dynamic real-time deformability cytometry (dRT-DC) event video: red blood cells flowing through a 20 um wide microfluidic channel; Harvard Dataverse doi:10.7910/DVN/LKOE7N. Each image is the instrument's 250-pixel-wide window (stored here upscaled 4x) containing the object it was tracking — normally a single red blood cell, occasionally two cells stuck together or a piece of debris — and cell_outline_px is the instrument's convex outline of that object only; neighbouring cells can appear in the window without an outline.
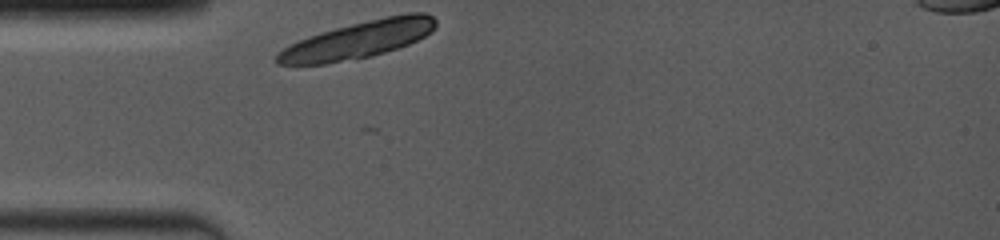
{"species": "common noctule bat (a hibernating species)", "species_latin": "Nyctalus noctula", "temperature_condition": "room temperature", "stored_images_in_passage": 1, "camera_frame_rate_fps": 4000, "um_per_image_px": 0.085, "animal": {"sex": "female", "body_mass_g": 19.0, "forearm_length_mm": 53.3}, "frame": {"image": 1, "passage_image": 1, "time_ms": 0.0, "image_size_px": [1000, 240], "cell_outline_px": [[436, 24], [424, 36], [408, 44], [372, 56], [324, 64], [276, 64], [272, 60], [284, 48], [308, 36], [320, 32], [384, 16], [408, 12], [424, 12], [432, 16], [436, 20]], "centroid_in_image_um": [30.44, 3.38], "position_along_channel_um": 54.6, "area_um2": 33.87}}